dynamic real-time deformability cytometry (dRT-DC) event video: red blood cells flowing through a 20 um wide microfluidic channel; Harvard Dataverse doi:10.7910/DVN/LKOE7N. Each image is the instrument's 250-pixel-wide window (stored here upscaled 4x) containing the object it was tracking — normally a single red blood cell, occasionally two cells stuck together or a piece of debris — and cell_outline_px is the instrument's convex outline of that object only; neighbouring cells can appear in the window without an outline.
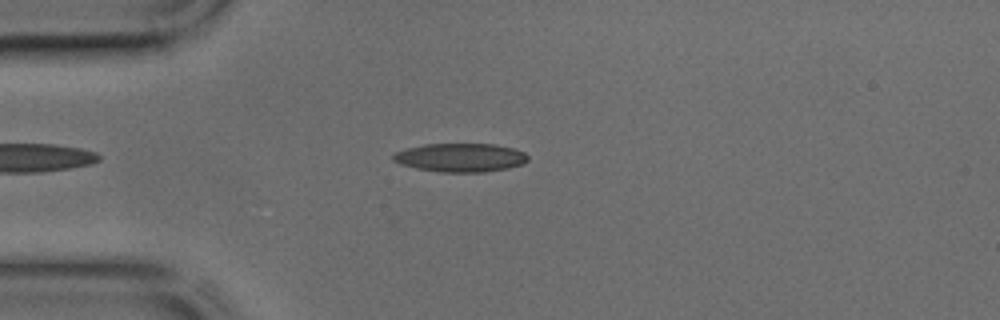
{"species": "common noctule bat (a hibernating species)", "species_latin": "Nyctalus noctula", "temperature_condition": "cold", "stored_images_in_passage": 36, "camera_frame_rate_fps": 3000, "um_per_image_px": 0.085, "animal": {"sex": "male", "body_mass_g": 17.9, "forearm_length_mm": 54.2}, "frame": {"image": 1, "passage_image": 6, "time_ms": 1.667, "image_size_px": [1000, 320], "cell_outline_px": [[528, 160], [524, 164], [508, 168], [484, 172], [440, 172], [416, 168], [400, 164], [392, 160], [392, 156], [396, 152], [408, 148], [424, 144], [492, 144], [512, 148], [524, 152], [528, 156]], "centroid_in_image_um": [39.14, 13.4], "position_along_channel_um": 45.9, "area_um2": 22.43}}